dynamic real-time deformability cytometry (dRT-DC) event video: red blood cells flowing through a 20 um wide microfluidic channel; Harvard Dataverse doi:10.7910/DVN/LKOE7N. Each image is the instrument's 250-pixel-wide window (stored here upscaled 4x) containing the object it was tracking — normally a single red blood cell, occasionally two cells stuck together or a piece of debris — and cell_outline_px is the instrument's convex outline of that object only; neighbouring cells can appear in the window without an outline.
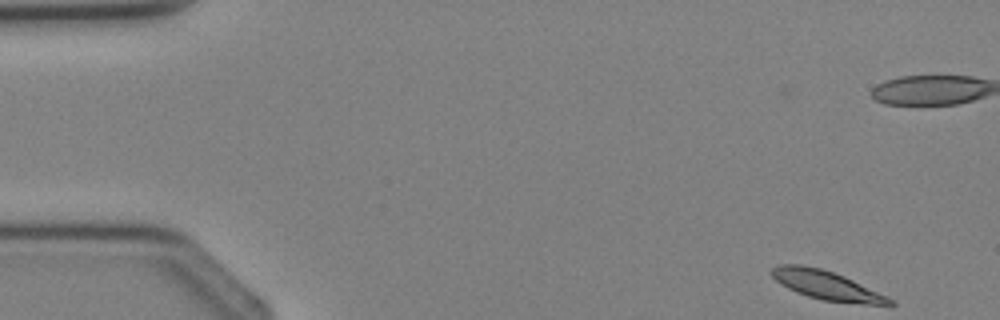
{"species": "Egyptian fruit bat (a non-hibernating species)", "species_latin": "Rousettus aegyptiacus", "temperature_condition": "cold", "stored_images_in_passage": 4, "camera_frame_rate_fps": 3000, "um_per_image_px": 0.085, "animal": {"sex": "female"}, "frame": {"image": 1, "passage_image": 1, "time_ms": 0.0, "image_size_px": [1000, 320], "cell_outline_px": [[896, 304], [864, 304], [824, 300], [808, 296], [796, 292], [780, 284], [768, 272], [772, 268], [780, 264], [800, 264], [820, 268], [844, 276], [888, 296]], "centroid_in_image_um": [70.22, 24.23], "position_along_channel_um": 14.8, "area_um2": 19.71}}
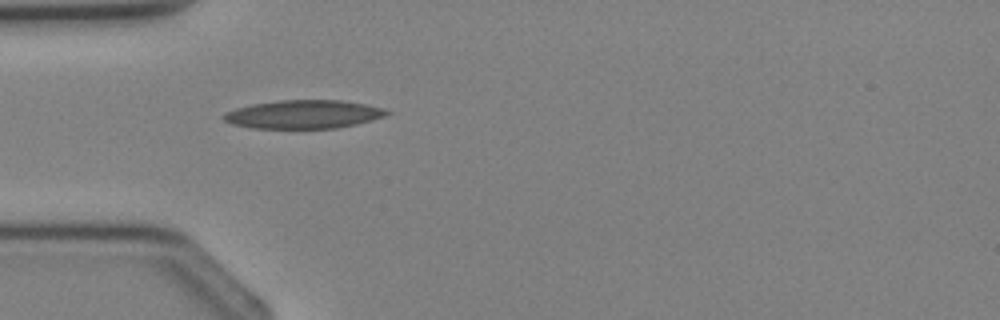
{"frame": {"image": 2, "passage_image": 4, "time_ms": 3.667, "image_size_px": [1000, 320], "cell_outline_px": [[392, 112], [384, 116], [372, 120], [356, 124], [336, 128], [248, 128], [232, 124], [224, 120], [220, 116], [224, 112], [236, 108], [252, 104], [280, 100], [344, 100], [384, 108]], "centroid_in_image_um": [25.77, 9.71], "position_along_channel_um": 59.2, "area_um2": 27.17}}